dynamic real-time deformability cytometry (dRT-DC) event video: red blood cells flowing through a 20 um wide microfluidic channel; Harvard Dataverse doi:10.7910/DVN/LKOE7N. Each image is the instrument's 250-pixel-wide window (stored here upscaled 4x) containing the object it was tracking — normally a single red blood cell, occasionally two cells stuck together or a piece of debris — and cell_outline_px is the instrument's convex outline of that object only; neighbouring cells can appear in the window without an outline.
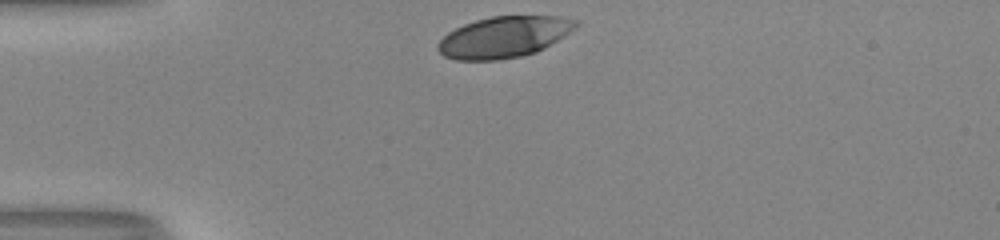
{"species": "human", "species_latin": "Homo sapiens", "temperature_condition": "room temperature", "stored_images_in_passage": 29, "camera_frame_rate_fps": 3000, "um_per_image_px": 0.085, "donor": {"sex": "male"}, "frame": {"image": 1, "passage_image": 1, "time_ms": 0.0, "image_size_px": [1000, 240], "cell_outline_px": [[580, 24], [576, 28], [564, 36], [544, 48], [536, 52], [520, 56], [500, 60], [456, 60], [444, 56], [436, 48], [436, 44], [448, 32], [464, 24], [476, 20], [492, 16], [560, 16], [580, 20]], "centroid_in_image_um": [42.85, 3.14], "position_along_channel_um": 42.1, "area_um2": 33.23}}
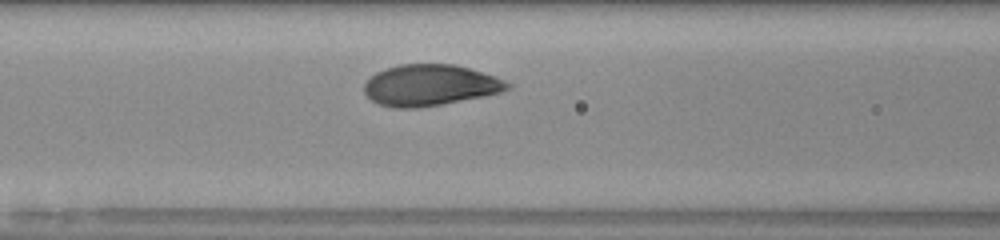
{"frame": {"image": 2, "passage_image": 10, "time_ms": 3.0, "image_size_px": [1000, 240], "cell_outline_px": [[512, 88], [500, 92], [484, 96], [440, 104], [416, 108], [396, 108], [380, 104], [372, 100], [364, 92], [364, 84], [376, 72], [384, 68], [400, 64], [452, 64], [468, 68], [496, 76], [512, 84]], "centroid_in_image_um": [36.56, 7.23], "position_along_channel_um": 130.0, "area_um2": 34.22}}
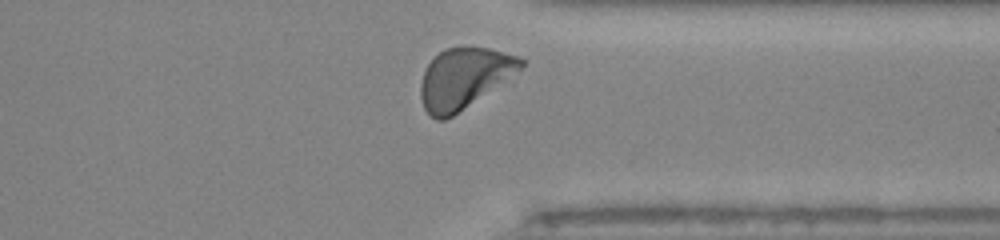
{"frame": {"image": 3, "passage_image": 28, "time_ms": 9.0, "image_size_px": [1000, 240], "cell_outline_px": [[524, 64], [512, 84], [452, 116], [444, 120], [436, 120], [424, 108], [420, 96], [420, 84], [424, 72], [428, 64], [444, 48], [488, 48], [520, 56], [524, 60]], "centroid_in_image_um": [39.58, 6.7], "position_along_channel_um": 371.8, "area_um2": 36.7}, "authors_computed_cell_mechanics": {"area_um2": 34.4488, "velocity_mm_per_s": 4.0447, "shape_relaxation_time_tau1_ms": 2.7688, "shape_relaxation_time_tau2_ms": null, "deformation_change_tau1": 0.1648, "deformation_change_tau2": null}}